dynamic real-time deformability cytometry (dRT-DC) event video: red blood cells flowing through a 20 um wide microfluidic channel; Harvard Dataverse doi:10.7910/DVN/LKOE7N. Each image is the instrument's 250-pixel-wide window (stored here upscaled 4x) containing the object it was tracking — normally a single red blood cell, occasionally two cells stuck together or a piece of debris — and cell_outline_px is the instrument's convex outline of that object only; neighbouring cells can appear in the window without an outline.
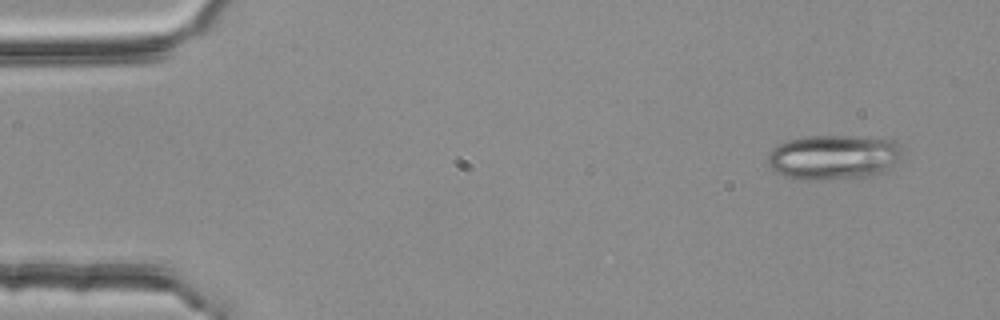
{"species": "common noctule bat (a hibernating species)", "species_latin": "Nyctalus noctula", "temperature_condition": "room temperature", "stored_images_in_passage": 4, "camera_frame_rate_fps": 3000, "um_per_image_px": 0.085, "animal": {"sex": "female", "body_mass_g": 25.1}, "frame": {"image": 1, "passage_image": 1, "time_ms": 0.0, "image_size_px": [1000, 320], "cell_outline_px": [[900, 156], [888, 172], [872, 176], [812, 180], [800, 180], [776, 172], [768, 164], [768, 156], [772, 148], [788, 140], [804, 136], [848, 136], [892, 140], [900, 144]], "centroid_in_image_um": [70.86, 13.37], "position_along_channel_um": 14.1, "area_um2": 35.03}}